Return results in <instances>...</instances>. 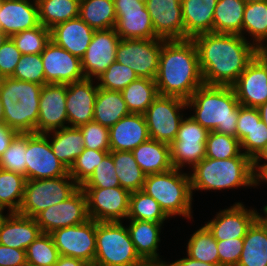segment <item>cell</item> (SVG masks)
Segmentation results:
<instances>
[{
    "label": "cell",
    "mask_w": 267,
    "mask_h": 266,
    "mask_svg": "<svg viewBox=\"0 0 267 266\" xmlns=\"http://www.w3.org/2000/svg\"><path fill=\"white\" fill-rule=\"evenodd\" d=\"M205 85L232 86L260 52L238 34L203 33L192 38Z\"/></svg>",
    "instance_id": "obj_1"
},
{
    "label": "cell",
    "mask_w": 267,
    "mask_h": 266,
    "mask_svg": "<svg viewBox=\"0 0 267 266\" xmlns=\"http://www.w3.org/2000/svg\"><path fill=\"white\" fill-rule=\"evenodd\" d=\"M155 83L159 95L184 100L190 99L193 92L204 85L197 48L192 39L164 40Z\"/></svg>",
    "instance_id": "obj_2"
},
{
    "label": "cell",
    "mask_w": 267,
    "mask_h": 266,
    "mask_svg": "<svg viewBox=\"0 0 267 266\" xmlns=\"http://www.w3.org/2000/svg\"><path fill=\"white\" fill-rule=\"evenodd\" d=\"M191 117L209 131L237 137L239 101L232 86L202 85L186 100Z\"/></svg>",
    "instance_id": "obj_3"
},
{
    "label": "cell",
    "mask_w": 267,
    "mask_h": 266,
    "mask_svg": "<svg viewBox=\"0 0 267 266\" xmlns=\"http://www.w3.org/2000/svg\"><path fill=\"white\" fill-rule=\"evenodd\" d=\"M42 87L11 77L0 78V99L8 127L17 133H36Z\"/></svg>",
    "instance_id": "obj_4"
},
{
    "label": "cell",
    "mask_w": 267,
    "mask_h": 266,
    "mask_svg": "<svg viewBox=\"0 0 267 266\" xmlns=\"http://www.w3.org/2000/svg\"><path fill=\"white\" fill-rule=\"evenodd\" d=\"M191 191L222 190L258 186L249 157H233L224 160L205 157L192 168Z\"/></svg>",
    "instance_id": "obj_5"
},
{
    "label": "cell",
    "mask_w": 267,
    "mask_h": 266,
    "mask_svg": "<svg viewBox=\"0 0 267 266\" xmlns=\"http://www.w3.org/2000/svg\"><path fill=\"white\" fill-rule=\"evenodd\" d=\"M169 216L181 215L192 219V191L190 175L172 168L163 173L147 175L142 189Z\"/></svg>",
    "instance_id": "obj_6"
},
{
    "label": "cell",
    "mask_w": 267,
    "mask_h": 266,
    "mask_svg": "<svg viewBox=\"0 0 267 266\" xmlns=\"http://www.w3.org/2000/svg\"><path fill=\"white\" fill-rule=\"evenodd\" d=\"M94 264L100 266H142L128 228L122 221H96V253Z\"/></svg>",
    "instance_id": "obj_7"
},
{
    "label": "cell",
    "mask_w": 267,
    "mask_h": 266,
    "mask_svg": "<svg viewBox=\"0 0 267 266\" xmlns=\"http://www.w3.org/2000/svg\"><path fill=\"white\" fill-rule=\"evenodd\" d=\"M79 187L69 174L48 179L26 180L18 213L35 218L43 210L66 200Z\"/></svg>",
    "instance_id": "obj_8"
},
{
    "label": "cell",
    "mask_w": 267,
    "mask_h": 266,
    "mask_svg": "<svg viewBox=\"0 0 267 266\" xmlns=\"http://www.w3.org/2000/svg\"><path fill=\"white\" fill-rule=\"evenodd\" d=\"M186 108V100L182 98L158 95L144 113L149 137L170 144L184 118L180 112Z\"/></svg>",
    "instance_id": "obj_9"
},
{
    "label": "cell",
    "mask_w": 267,
    "mask_h": 266,
    "mask_svg": "<svg viewBox=\"0 0 267 266\" xmlns=\"http://www.w3.org/2000/svg\"><path fill=\"white\" fill-rule=\"evenodd\" d=\"M164 39H121L116 49V61L130 67L140 78L154 79Z\"/></svg>",
    "instance_id": "obj_10"
},
{
    "label": "cell",
    "mask_w": 267,
    "mask_h": 266,
    "mask_svg": "<svg viewBox=\"0 0 267 266\" xmlns=\"http://www.w3.org/2000/svg\"><path fill=\"white\" fill-rule=\"evenodd\" d=\"M209 132L191 116L183 118L175 140L169 144L173 168L182 170L186 164L193 168L204 159Z\"/></svg>",
    "instance_id": "obj_11"
},
{
    "label": "cell",
    "mask_w": 267,
    "mask_h": 266,
    "mask_svg": "<svg viewBox=\"0 0 267 266\" xmlns=\"http://www.w3.org/2000/svg\"><path fill=\"white\" fill-rule=\"evenodd\" d=\"M50 133H27L26 180L66 176L69 170L53 154Z\"/></svg>",
    "instance_id": "obj_12"
},
{
    "label": "cell",
    "mask_w": 267,
    "mask_h": 266,
    "mask_svg": "<svg viewBox=\"0 0 267 266\" xmlns=\"http://www.w3.org/2000/svg\"><path fill=\"white\" fill-rule=\"evenodd\" d=\"M50 235L62 256L94 263L96 253V221L89 219L82 224L54 230Z\"/></svg>",
    "instance_id": "obj_13"
},
{
    "label": "cell",
    "mask_w": 267,
    "mask_h": 266,
    "mask_svg": "<svg viewBox=\"0 0 267 266\" xmlns=\"http://www.w3.org/2000/svg\"><path fill=\"white\" fill-rule=\"evenodd\" d=\"M90 219L97 222H115L127 218L131 192L121 187L82 188Z\"/></svg>",
    "instance_id": "obj_14"
},
{
    "label": "cell",
    "mask_w": 267,
    "mask_h": 266,
    "mask_svg": "<svg viewBox=\"0 0 267 266\" xmlns=\"http://www.w3.org/2000/svg\"><path fill=\"white\" fill-rule=\"evenodd\" d=\"M86 195L79 187L66 200L40 212L35 220L42 233H52L59 228L82 224L89 220Z\"/></svg>",
    "instance_id": "obj_15"
},
{
    "label": "cell",
    "mask_w": 267,
    "mask_h": 266,
    "mask_svg": "<svg viewBox=\"0 0 267 266\" xmlns=\"http://www.w3.org/2000/svg\"><path fill=\"white\" fill-rule=\"evenodd\" d=\"M116 13L115 31L120 39H154V28L145 3L137 0H113Z\"/></svg>",
    "instance_id": "obj_16"
},
{
    "label": "cell",
    "mask_w": 267,
    "mask_h": 266,
    "mask_svg": "<svg viewBox=\"0 0 267 266\" xmlns=\"http://www.w3.org/2000/svg\"><path fill=\"white\" fill-rule=\"evenodd\" d=\"M232 87L241 106L257 108L267 102V57L261 51Z\"/></svg>",
    "instance_id": "obj_17"
},
{
    "label": "cell",
    "mask_w": 267,
    "mask_h": 266,
    "mask_svg": "<svg viewBox=\"0 0 267 266\" xmlns=\"http://www.w3.org/2000/svg\"><path fill=\"white\" fill-rule=\"evenodd\" d=\"M45 84H69L85 79L81 59L50 40L40 54Z\"/></svg>",
    "instance_id": "obj_18"
},
{
    "label": "cell",
    "mask_w": 267,
    "mask_h": 266,
    "mask_svg": "<svg viewBox=\"0 0 267 266\" xmlns=\"http://www.w3.org/2000/svg\"><path fill=\"white\" fill-rule=\"evenodd\" d=\"M120 37L114 28L95 30L91 42L81 58L85 78L97 79L108 66L116 61V49Z\"/></svg>",
    "instance_id": "obj_19"
},
{
    "label": "cell",
    "mask_w": 267,
    "mask_h": 266,
    "mask_svg": "<svg viewBox=\"0 0 267 266\" xmlns=\"http://www.w3.org/2000/svg\"><path fill=\"white\" fill-rule=\"evenodd\" d=\"M67 84H45L40 93L37 134L62 129L68 125L66 110Z\"/></svg>",
    "instance_id": "obj_20"
},
{
    "label": "cell",
    "mask_w": 267,
    "mask_h": 266,
    "mask_svg": "<svg viewBox=\"0 0 267 266\" xmlns=\"http://www.w3.org/2000/svg\"><path fill=\"white\" fill-rule=\"evenodd\" d=\"M145 6L158 38L185 39L181 0H147Z\"/></svg>",
    "instance_id": "obj_21"
},
{
    "label": "cell",
    "mask_w": 267,
    "mask_h": 266,
    "mask_svg": "<svg viewBox=\"0 0 267 266\" xmlns=\"http://www.w3.org/2000/svg\"><path fill=\"white\" fill-rule=\"evenodd\" d=\"M241 202H236L228 209L217 213L205 226L216 240L244 238L248 228L260 216L256 210L247 209Z\"/></svg>",
    "instance_id": "obj_22"
},
{
    "label": "cell",
    "mask_w": 267,
    "mask_h": 266,
    "mask_svg": "<svg viewBox=\"0 0 267 266\" xmlns=\"http://www.w3.org/2000/svg\"><path fill=\"white\" fill-rule=\"evenodd\" d=\"M93 79L67 84L66 110L68 126L79 127L93 121L94 103L98 85L93 86Z\"/></svg>",
    "instance_id": "obj_23"
},
{
    "label": "cell",
    "mask_w": 267,
    "mask_h": 266,
    "mask_svg": "<svg viewBox=\"0 0 267 266\" xmlns=\"http://www.w3.org/2000/svg\"><path fill=\"white\" fill-rule=\"evenodd\" d=\"M40 25L37 1L2 0L0 29L9 37Z\"/></svg>",
    "instance_id": "obj_24"
},
{
    "label": "cell",
    "mask_w": 267,
    "mask_h": 266,
    "mask_svg": "<svg viewBox=\"0 0 267 266\" xmlns=\"http://www.w3.org/2000/svg\"><path fill=\"white\" fill-rule=\"evenodd\" d=\"M149 138L144 114L130 113L109 128L111 151H133Z\"/></svg>",
    "instance_id": "obj_25"
},
{
    "label": "cell",
    "mask_w": 267,
    "mask_h": 266,
    "mask_svg": "<svg viewBox=\"0 0 267 266\" xmlns=\"http://www.w3.org/2000/svg\"><path fill=\"white\" fill-rule=\"evenodd\" d=\"M95 30L80 17L60 23L50 29V39L72 55L82 58Z\"/></svg>",
    "instance_id": "obj_26"
},
{
    "label": "cell",
    "mask_w": 267,
    "mask_h": 266,
    "mask_svg": "<svg viewBox=\"0 0 267 266\" xmlns=\"http://www.w3.org/2000/svg\"><path fill=\"white\" fill-rule=\"evenodd\" d=\"M41 233L35 218L18 212L7 213L0 226V244L26 250Z\"/></svg>",
    "instance_id": "obj_27"
},
{
    "label": "cell",
    "mask_w": 267,
    "mask_h": 266,
    "mask_svg": "<svg viewBox=\"0 0 267 266\" xmlns=\"http://www.w3.org/2000/svg\"><path fill=\"white\" fill-rule=\"evenodd\" d=\"M218 0H181L185 39L213 32V15Z\"/></svg>",
    "instance_id": "obj_28"
},
{
    "label": "cell",
    "mask_w": 267,
    "mask_h": 266,
    "mask_svg": "<svg viewBox=\"0 0 267 266\" xmlns=\"http://www.w3.org/2000/svg\"><path fill=\"white\" fill-rule=\"evenodd\" d=\"M248 228L237 266H267V212Z\"/></svg>",
    "instance_id": "obj_29"
},
{
    "label": "cell",
    "mask_w": 267,
    "mask_h": 266,
    "mask_svg": "<svg viewBox=\"0 0 267 266\" xmlns=\"http://www.w3.org/2000/svg\"><path fill=\"white\" fill-rule=\"evenodd\" d=\"M128 228L131 240L139 257L145 263H166L159 258L158 243L163 223L129 220Z\"/></svg>",
    "instance_id": "obj_30"
},
{
    "label": "cell",
    "mask_w": 267,
    "mask_h": 266,
    "mask_svg": "<svg viewBox=\"0 0 267 266\" xmlns=\"http://www.w3.org/2000/svg\"><path fill=\"white\" fill-rule=\"evenodd\" d=\"M144 174L163 173L173 168L169 144L149 138L132 151Z\"/></svg>",
    "instance_id": "obj_31"
},
{
    "label": "cell",
    "mask_w": 267,
    "mask_h": 266,
    "mask_svg": "<svg viewBox=\"0 0 267 266\" xmlns=\"http://www.w3.org/2000/svg\"><path fill=\"white\" fill-rule=\"evenodd\" d=\"M49 139L53 154L69 170L76 158L83 152L84 140L79 127H64L50 131Z\"/></svg>",
    "instance_id": "obj_32"
},
{
    "label": "cell",
    "mask_w": 267,
    "mask_h": 266,
    "mask_svg": "<svg viewBox=\"0 0 267 266\" xmlns=\"http://www.w3.org/2000/svg\"><path fill=\"white\" fill-rule=\"evenodd\" d=\"M130 112L121 92L98 87L94 103L93 121L110 128Z\"/></svg>",
    "instance_id": "obj_33"
},
{
    "label": "cell",
    "mask_w": 267,
    "mask_h": 266,
    "mask_svg": "<svg viewBox=\"0 0 267 266\" xmlns=\"http://www.w3.org/2000/svg\"><path fill=\"white\" fill-rule=\"evenodd\" d=\"M244 0H218L213 15V32L242 36Z\"/></svg>",
    "instance_id": "obj_34"
},
{
    "label": "cell",
    "mask_w": 267,
    "mask_h": 266,
    "mask_svg": "<svg viewBox=\"0 0 267 266\" xmlns=\"http://www.w3.org/2000/svg\"><path fill=\"white\" fill-rule=\"evenodd\" d=\"M79 17L93 30L114 28L117 21L113 0H80Z\"/></svg>",
    "instance_id": "obj_35"
},
{
    "label": "cell",
    "mask_w": 267,
    "mask_h": 266,
    "mask_svg": "<svg viewBox=\"0 0 267 266\" xmlns=\"http://www.w3.org/2000/svg\"><path fill=\"white\" fill-rule=\"evenodd\" d=\"M121 188L129 192L143 189L146 175L135 161L132 151H110Z\"/></svg>",
    "instance_id": "obj_36"
},
{
    "label": "cell",
    "mask_w": 267,
    "mask_h": 266,
    "mask_svg": "<svg viewBox=\"0 0 267 266\" xmlns=\"http://www.w3.org/2000/svg\"><path fill=\"white\" fill-rule=\"evenodd\" d=\"M245 32L252 36V44L259 51L267 45V0L246 3L242 23L243 37Z\"/></svg>",
    "instance_id": "obj_37"
},
{
    "label": "cell",
    "mask_w": 267,
    "mask_h": 266,
    "mask_svg": "<svg viewBox=\"0 0 267 266\" xmlns=\"http://www.w3.org/2000/svg\"><path fill=\"white\" fill-rule=\"evenodd\" d=\"M130 113L144 114L159 95L154 79L140 78L131 82L121 91Z\"/></svg>",
    "instance_id": "obj_38"
},
{
    "label": "cell",
    "mask_w": 267,
    "mask_h": 266,
    "mask_svg": "<svg viewBox=\"0 0 267 266\" xmlns=\"http://www.w3.org/2000/svg\"><path fill=\"white\" fill-rule=\"evenodd\" d=\"M39 22L43 26L52 27L65 21L79 17L80 0H36Z\"/></svg>",
    "instance_id": "obj_39"
},
{
    "label": "cell",
    "mask_w": 267,
    "mask_h": 266,
    "mask_svg": "<svg viewBox=\"0 0 267 266\" xmlns=\"http://www.w3.org/2000/svg\"><path fill=\"white\" fill-rule=\"evenodd\" d=\"M26 178L16 172L0 168V208L18 212L23 200Z\"/></svg>",
    "instance_id": "obj_40"
},
{
    "label": "cell",
    "mask_w": 267,
    "mask_h": 266,
    "mask_svg": "<svg viewBox=\"0 0 267 266\" xmlns=\"http://www.w3.org/2000/svg\"><path fill=\"white\" fill-rule=\"evenodd\" d=\"M168 218L161 206L143 190L131 192L127 219L164 223Z\"/></svg>",
    "instance_id": "obj_41"
},
{
    "label": "cell",
    "mask_w": 267,
    "mask_h": 266,
    "mask_svg": "<svg viewBox=\"0 0 267 266\" xmlns=\"http://www.w3.org/2000/svg\"><path fill=\"white\" fill-rule=\"evenodd\" d=\"M186 251L189 257L197 261L219 265L217 240L205 225L192 234Z\"/></svg>",
    "instance_id": "obj_42"
},
{
    "label": "cell",
    "mask_w": 267,
    "mask_h": 266,
    "mask_svg": "<svg viewBox=\"0 0 267 266\" xmlns=\"http://www.w3.org/2000/svg\"><path fill=\"white\" fill-rule=\"evenodd\" d=\"M205 157L224 160L233 157H248L240 146L237 137L210 131L206 140Z\"/></svg>",
    "instance_id": "obj_43"
},
{
    "label": "cell",
    "mask_w": 267,
    "mask_h": 266,
    "mask_svg": "<svg viewBox=\"0 0 267 266\" xmlns=\"http://www.w3.org/2000/svg\"><path fill=\"white\" fill-rule=\"evenodd\" d=\"M60 254L53 238L41 233L26 249V261L33 266H54Z\"/></svg>",
    "instance_id": "obj_44"
},
{
    "label": "cell",
    "mask_w": 267,
    "mask_h": 266,
    "mask_svg": "<svg viewBox=\"0 0 267 266\" xmlns=\"http://www.w3.org/2000/svg\"><path fill=\"white\" fill-rule=\"evenodd\" d=\"M24 54H41L50 39V29L40 24L39 26L16 33L10 37Z\"/></svg>",
    "instance_id": "obj_45"
},
{
    "label": "cell",
    "mask_w": 267,
    "mask_h": 266,
    "mask_svg": "<svg viewBox=\"0 0 267 266\" xmlns=\"http://www.w3.org/2000/svg\"><path fill=\"white\" fill-rule=\"evenodd\" d=\"M27 133H18L0 157V168L20 173L26 178Z\"/></svg>",
    "instance_id": "obj_46"
},
{
    "label": "cell",
    "mask_w": 267,
    "mask_h": 266,
    "mask_svg": "<svg viewBox=\"0 0 267 266\" xmlns=\"http://www.w3.org/2000/svg\"><path fill=\"white\" fill-rule=\"evenodd\" d=\"M137 78L138 76L130 67L115 61L96 80L100 81L97 83L99 88L121 92Z\"/></svg>",
    "instance_id": "obj_47"
},
{
    "label": "cell",
    "mask_w": 267,
    "mask_h": 266,
    "mask_svg": "<svg viewBox=\"0 0 267 266\" xmlns=\"http://www.w3.org/2000/svg\"><path fill=\"white\" fill-rule=\"evenodd\" d=\"M109 151L84 148L69 169V175L81 186L92 174L94 169L102 162Z\"/></svg>",
    "instance_id": "obj_48"
},
{
    "label": "cell",
    "mask_w": 267,
    "mask_h": 266,
    "mask_svg": "<svg viewBox=\"0 0 267 266\" xmlns=\"http://www.w3.org/2000/svg\"><path fill=\"white\" fill-rule=\"evenodd\" d=\"M11 78L45 85V74L41 55H22Z\"/></svg>",
    "instance_id": "obj_49"
},
{
    "label": "cell",
    "mask_w": 267,
    "mask_h": 266,
    "mask_svg": "<svg viewBox=\"0 0 267 266\" xmlns=\"http://www.w3.org/2000/svg\"><path fill=\"white\" fill-rule=\"evenodd\" d=\"M81 188H113L120 187L119 178L116 175L113 158L108 153L93 174L80 186Z\"/></svg>",
    "instance_id": "obj_50"
},
{
    "label": "cell",
    "mask_w": 267,
    "mask_h": 266,
    "mask_svg": "<svg viewBox=\"0 0 267 266\" xmlns=\"http://www.w3.org/2000/svg\"><path fill=\"white\" fill-rule=\"evenodd\" d=\"M267 145V126L261 120L257 108H254V125L240 141L242 152L253 160Z\"/></svg>",
    "instance_id": "obj_51"
},
{
    "label": "cell",
    "mask_w": 267,
    "mask_h": 266,
    "mask_svg": "<svg viewBox=\"0 0 267 266\" xmlns=\"http://www.w3.org/2000/svg\"><path fill=\"white\" fill-rule=\"evenodd\" d=\"M84 140V148L111 151L109 145V128L97 122H88L79 126Z\"/></svg>",
    "instance_id": "obj_52"
},
{
    "label": "cell",
    "mask_w": 267,
    "mask_h": 266,
    "mask_svg": "<svg viewBox=\"0 0 267 266\" xmlns=\"http://www.w3.org/2000/svg\"><path fill=\"white\" fill-rule=\"evenodd\" d=\"M243 238L217 240L220 266H237L242 253Z\"/></svg>",
    "instance_id": "obj_53"
},
{
    "label": "cell",
    "mask_w": 267,
    "mask_h": 266,
    "mask_svg": "<svg viewBox=\"0 0 267 266\" xmlns=\"http://www.w3.org/2000/svg\"><path fill=\"white\" fill-rule=\"evenodd\" d=\"M21 56V52L9 37L0 47V78L13 75Z\"/></svg>",
    "instance_id": "obj_54"
},
{
    "label": "cell",
    "mask_w": 267,
    "mask_h": 266,
    "mask_svg": "<svg viewBox=\"0 0 267 266\" xmlns=\"http://www.w3.org/2000/svg\"><path fill=\"white\" fill-rule=\"evenodd\" d=\"M26 263V250L0 244V266H24Z\"/></svg>",
    "instance_id": "obj_55"
},
{
    "label": "cell",
    "mask_w": 267,
    "mask_h": 266,
    "mask_svg": "<svg viewBox=\"0 0 267 266\" xmlns=\"http://www.w3.org/2000/svg\"><path fill=\"white\" fill-rule=\"evenodd\" d=\"M254 125V108L239 106L237 119V139L241 141Z\"/></svg>",
    "instance_id": "obj_56"
},
{
    "label": "cell",
    "mask_w": 267,
    "mask_h": 266,
    "mask_svg": "<svg viewBox=\"0 0 267 266\" xmlns=\"http://www.w3.org/2000/svg\"><path fill=\"white\" fill-rule=\"evenodd\" d=\"M265 159L267 161V145L261 150V152L252 160V171L257 183L267 174V163L260 164V160Z\"/></svg>",
    "instance_id": "obj_57"
},
{
    "label": "cell",
    "mask_w": 267,
    "mask_h": 266,
    "mask_svg": "<svg viewBox=\"0 0 267 266\" xmlns=\"http://www.w3.org/2000/svg\"><path fill=\"white\" fill-rule=\"evenodd\" d=\"M18 133L8 127L5 123H0V157L8 149L11 141Z\"/></svg>",
    "instance_id": "obj_58"
},
{
    "label": "cell",
    "mask_w": 267,
    "mask_h": 266,
    "mask_svg": "<svg viewBox=\"0 0 267 266\" xmlns=\"http://www.w3.org/2000/svg\"><path fill=\"white\" fill-rule=\"evenodd\" d=\"M167 266H220L215 264H210L206 262L197 261L187 255L185 258H181L172 263H168Z\"/></svg>",
    "instance_id": "obj_59"
},
{
    "label": "cell",
    "mask_w": 267,
    "mask_h": 266,
    "mask_svg": "<svg viewBox=\"0 0 267 266\" xmlns=\"http://www.w3.org/2000/svg\"><path fill=\"white\" fill-rule=\"evenodd\" d=\"M87 264L84 260L60 255L54 266H86Z\"/></svg>",
    "instance_id": "obj_60"
},
{
    "label": "cell",
    "mask_w": 267,
    "mask_h": 266,
    "mask_svg": "<svg viewBox=\"0 0 267 266\" xmlns=\"http://www.w3.org/2000/svg\"><path fill=\"white\" fill-rule=\"evenodd\" d=\"M261 120L267 126V102L257 107Z\"/></svg>",
    "instance_id": "obj_61"
},
{
    "label": "cell",
    "mask_w": 267,
    "mask_h": 266,
    "mask_svg": "<svg viewBox=\"0 0 267 266\" xmlns=\"http://www.w3.org/2000/svg\"><path fill=\"white\" fill-rule=\"evenodd\" d=\"M9 38L1 29H0V47L4 44V42Z\"/></svg>",
    "instance_id": "obj_62"
},
{
    "label": "cell",
    "mask_w": 267,
    "mask_h": 266,
    "mask_svg": "<svg viewBox=\"0 0 267 266\" xmlns=\"http://www.w3.org/2000/svg\"><path fill=\"white\" fill-rule=\"evenodd\" d=\"M0 123H4V108L0 99Z\"/></svg>",
    "instance_id": "obj_63"
},
{
    "label": "cell",
    "mask_w": 267,
    "mask_h": 266,
    "mask_svg": "<svg viewBox=\"0 0 267 266\" xmlns=\"http://www.w3.org/2000/svg\"><path fill=\"white\" fill-rule=\"evenodd\" d=\"M142 266H167V263H145Z\"/></svg>",
    "instance_id": "obj_64"
},
{
    "label": "cell",
    "mask_w": 267,
    "mask_h": 266,
    "mask_svg": "<svg viewBox=\"0 0 267 266\" xmlns=\"http://www.w3.org/2000/svg\"><path fill=\"white\" fill-rule=\"evenodd\" d=\"M4 209L0 208V226L3 222V220L6 218V216L3 214Z\"/></svg>",
    "instance_id": "obj_65"
},
{
    "label": "cell",
    "mask_w": 267,
    "mask_h": 266,
    "mask_svg": "<svg viewBox=\"0 0 267 266\" xmlns=\"http://www.w3.org/2000/svg\"><path fill=\"white\" fill-rule=\"evenodd\" d=\"M261 181H265V182H267V174L260 180V182ZM263 212H267V205L266 206H264V208H263Z\"/></svg>",
    "instance_id": "obj_66"
},
{
    "label": "cell",
    "mask_w": 267,
    "mask_h": 266,
    "mask_svg": "<svg viewBox=\"0 0 267 266\" xmlns=\"http://www.w3.org/2000/svg\"><path fill=\"white\" fill-rule=\"evenodd\" d=\"M261 52L267 57V45L261 50Z\"/></svg>",
    "instance_id": "obj_67"
},
{
    "label": "cell",
    "mask_w": 267,
    "mask_h": 266,
    "mask_svg": "<svg viewBox=\"0 0 267 266\" xmlns=\"http://www.w3.org/2000/svg\"><path fill=\"white\" fill-rule=\"evenodd\" d=\"M246 3H251V2H259V1H264V0H244Z\"/></svg>",
    "instance_id": "obj_68"
},
{
    "label": "cell",
    "mask_w": 267,
    "mask_h": 266,
    "mask_svg": "<svg viewBox=\"0 0 267 266\" xmlns=\"http://www.w3.org/2000/svg\"><path fill=\"white\" fill-rule=\"evenodd\" d=\"M86 266H100V265H97V264H94V263H88Z\"/></svg>",
    "instance_id": "obj_69"
},
{
    "label": "cell",
    "mask_w": 267,
    "mask_h": 266,
    "mask_svg": "<svg viewBox=\"0 0 267 266\" xmlns=\"http://www.w3.org/2000/svg\"><path fill=\"white\" fill-rule=\"evenodd\" d=\"M139 2H142V3H146L147 0H137Z\"/></svg>",
    "instance_id": "obj_70"
},
{
    "label": "cell",
    "mask_w": 267,
    "mask_h": 266,
    "mask_svg": "<svg viewBox=\"0 0 267 266\" xmlns=\"http://www.w3.org/2000/svg\"><path fill=\"white\" fill-rule=\"evenodd\" d=\"M24 266H33V265H30V264L26 263Z\"/></svg>",
    "instance_id": "obj_71"
}]
</instances>
